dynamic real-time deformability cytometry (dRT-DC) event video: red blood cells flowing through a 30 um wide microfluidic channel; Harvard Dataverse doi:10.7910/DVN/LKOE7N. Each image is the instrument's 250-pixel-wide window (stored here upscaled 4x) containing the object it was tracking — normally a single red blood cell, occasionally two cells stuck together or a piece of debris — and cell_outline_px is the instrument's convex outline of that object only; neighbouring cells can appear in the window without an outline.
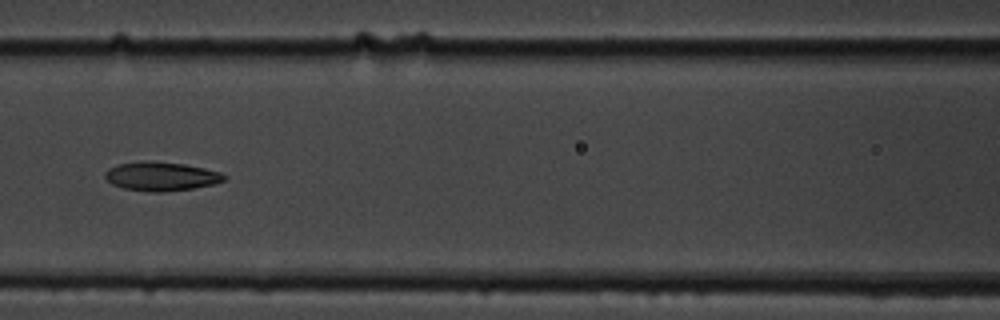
{"species": "common noctule bat (a hibernating species)", "species_latin": "Nyctalus noctula", "temperature_condition": "cold", "stored_images_in_passage": 12, "camera_frame_rate_fps": 3000, "um_per_image_px": 0.085, "animal": {"sex": "male", "body_mass_g": 19.5, "forearm_length_mm": 54.6}, "frame": {"image": 1, "passage_image": 4, "time_ms": 3.333, "image_size_px": [1000, 320], "cell_outline_px": [[228, 176], [224, 180], [212, 184], [192, 188], [164, 192], [148, 192], [124, 188], [112, 184], [104, 176], [104, 172], [108, 168], [120, 164], [152, 160], [184, 164], [204, 168], [220, 172]], "centroid_in_image_um": [13.69, 14.98], "position_along_channel_um": 152.9, "area_um2": 20.0}}
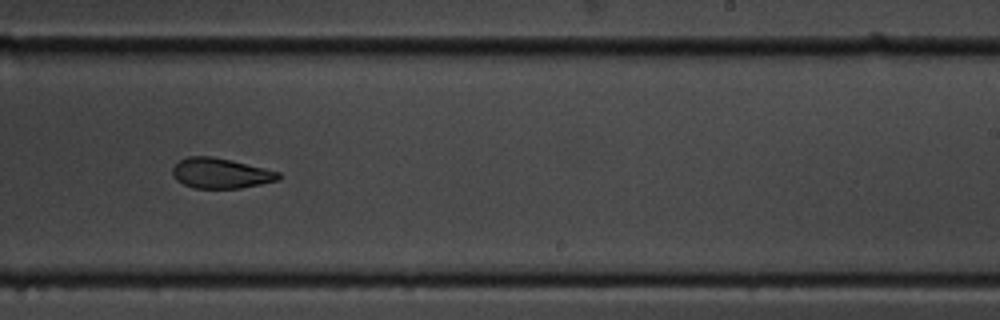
{"frame": {"image": 2, "passage_image": 7, "time_ms": 6.667, "image_size_px": [1000, 320], "cell_outline_px": [[280, 176], [276, 180], [260, 184], [240, 188], [192, 188], [176, 180], [172, 176], [172, 168], [180, 160], [188, 156], [212, 156], [232, 160], [280, 172]], "centroid_in_image_um": [18.71, 14.72], "position_along_channel_um": 270.3, "area_um2": 18.61}}
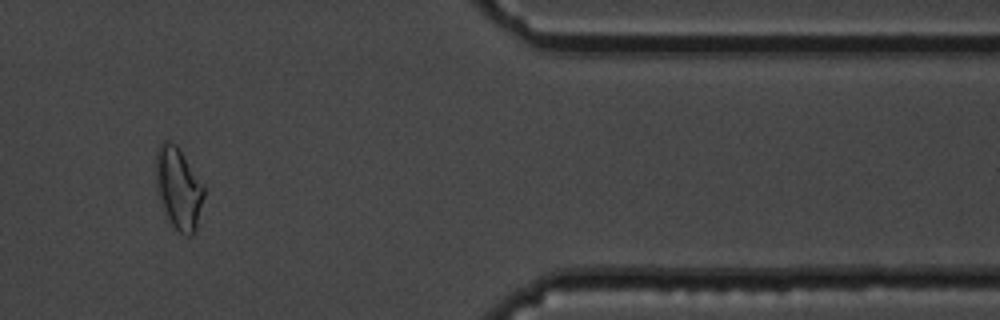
{"frame": {"image": 3, "passage_image": 10, "time_ms": 11.0, "image_size_px": [1000, 320], "cell_outline_px": [[204, 196], [196, 228], [192, 236], [188, 236], [180, 232], [172, 224], [168, 216], [156, 188], [156, 152], [160, 144], [164, 140], [168, 140], [176, 144], [204, 184]], "centroid_in_image_um": [15.19, 15.96], "position_along_channel_um": 396.2, "area_um2": 22.54}, "authors_computed_cell_mechanics": {"area_um2": 20.1433, "velocity_mm_per_s": 3.5352, "shape_relaxation_time_tau1_ms": 3.4013, "shape_relaxation_time_tau2_ms": 4.664, "deformation_change_tau1": 0.0944, "deformation_change_tau2": 0.1006}}